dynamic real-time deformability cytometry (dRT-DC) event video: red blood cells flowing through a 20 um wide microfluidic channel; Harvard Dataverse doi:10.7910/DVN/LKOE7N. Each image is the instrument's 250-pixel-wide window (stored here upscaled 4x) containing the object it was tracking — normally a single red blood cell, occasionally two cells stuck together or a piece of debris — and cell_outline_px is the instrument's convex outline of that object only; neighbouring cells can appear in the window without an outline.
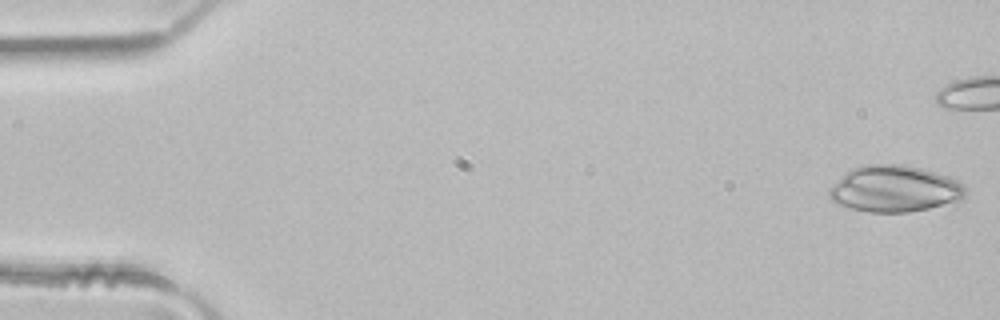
{"species": "common noctule bat (a hibernating species)", "species_latin": "Nyctalus noctula", "temperature_condition": "room temperature", "stored_images_in_passage": 39, "camera_frame_rate_fps": 3000, "um_per_image_px": 0.085, "animal": {"sex": "male", "body_mass_g": 21.5, "forearm_length_mm": 52.0}, "frame": {"image": 1, "passage_image": 1, "time_ms": 0.0, "image_size_px": [1000, 320], "cell_outline_px": [[968, 192], [960, 200], [928, 208], [908, 212], [868, 212], [852, 208], [840, 204], [832, 200], [828, 196], [828, 188], [844, 172], [852, 168], [864, 164], [900, 164], [924, 168], [948, 176], [964, 184], [968, 188]], "centroid_in_image_um": [76.03, 16.03], "position_along_channel_um": 9.0, "area_um2": 37.17}}
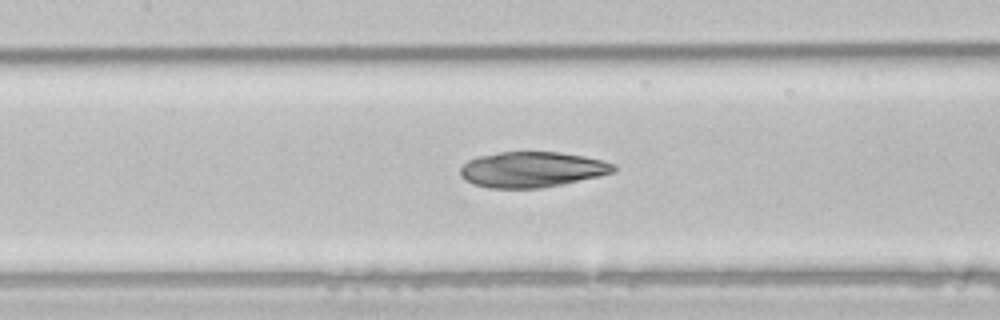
{"frame": {"image": 2, "passage_image": 22, "time_ms": 7.0, "image_size_px": [1000, 320], "cell_outline_px": [[616, 168], [612, 172], [600, 176], [564, 184], [540, 188], [488, 188], [472, 184], [464, 180], [460, 176], [460, 168], [468, 160], [476, 156], [500, 152], [560, 152], [584, 156], [616, 164]], "centroid_in_image_um": [45.18, 14.41], "position_along_channel_um": 162.2, "area_um2": 31.96}}
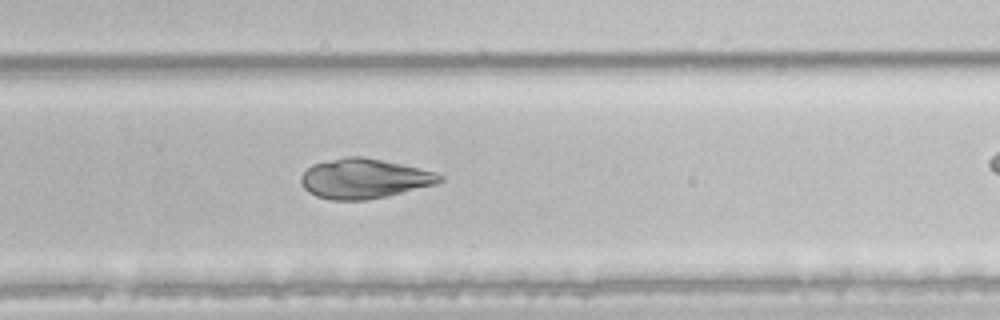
{"frame": {"image": 3, "passage_image": 32, "time_ms": 10.333, "image_size_px": [1000, 320], "cell_outline_px": [[444, 180], [436, 184], [388, 196], [364, 200], [332, 200], [316, 196], [308, 192], [304, 188], [300, 180], [300, 176], [312, 164], [344, 156], [364, 156], [400, 164], [432, 172], [444, 176]], "centroid_in_image_um": [30.92, 15.18], "position_along_channel_um": 298.9, "area_um2": 32.08}}